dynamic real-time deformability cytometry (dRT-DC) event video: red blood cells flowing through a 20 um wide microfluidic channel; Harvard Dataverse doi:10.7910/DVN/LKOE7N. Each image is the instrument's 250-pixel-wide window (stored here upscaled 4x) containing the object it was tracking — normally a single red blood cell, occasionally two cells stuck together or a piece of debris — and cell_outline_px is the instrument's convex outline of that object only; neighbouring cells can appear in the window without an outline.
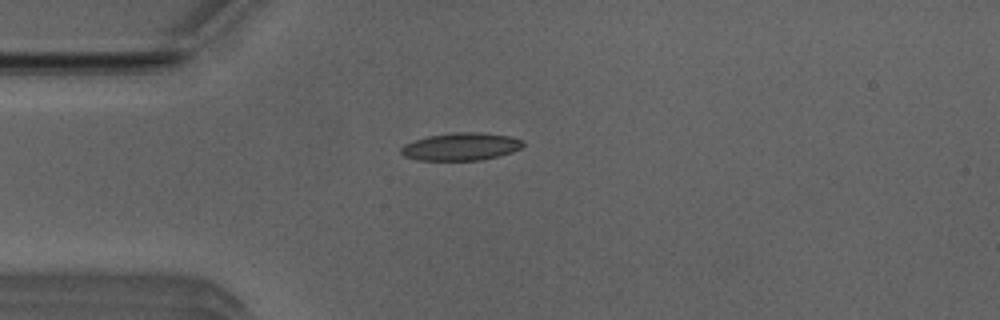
{"species": "Egyptian fruit bat (a non-hibernating species)", "species_latin": "Rousettus aegyptiacus", "temperature_condition": "room temperature", "stored_images_in_passage": 36, "camera_frame_rate_fps": 3000, "um_per_image_px": 0.085, "animal": {"sex": "male"}, "frame": {"image": 1, "passage_image": 3, "time_ms": 0.667, "image_size_px": [1000, 320], "cell_outline_px": [[524, 144], [520, 148], [512, 152], [480, 160], [416, 160], [404, 156], [400, 152], [400, 148], [404, 144], [412, 140], [428, 136], [452, 132], [484, 132], [508, 136], [524, 140]], "centroid_in_image_um": [39.15, 12.45], "position_along_channel_um": 45.9, "area_um2": 19.77}}
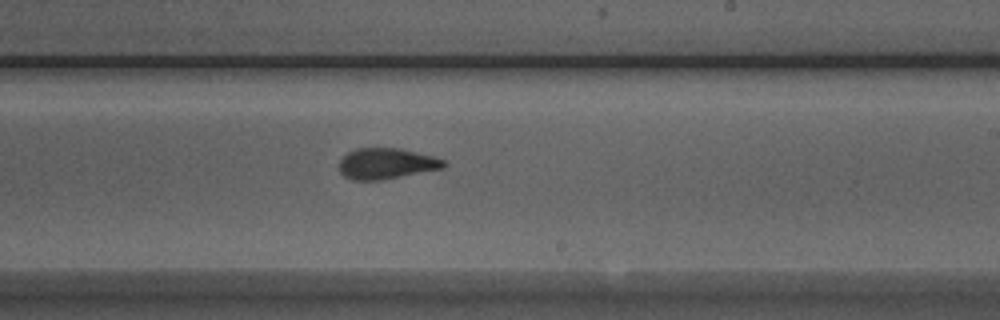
{"frame": {"image": 2, "passage_image": 20, "time_ms": 6.333, "image_size_px": [1000, 320], "cell_outline_px": [[448, 164], [444, 168], [380, 180], [352, 180], [344, 176], [340, 172], [340, 160], [348, 152], [356, 148], [400, 148], [432, 156], [444, 160]], "centroid_in_image_um": [32.84, 13.9], "position_along_channel_um": 256.2, "area_um2": 18.73}}
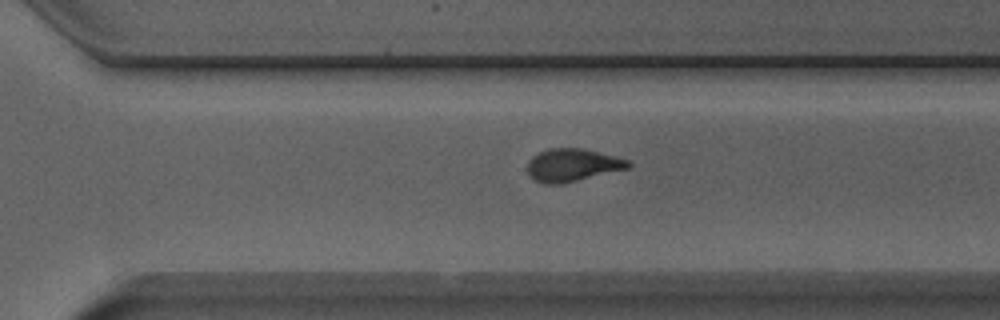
{"frame": {"image": 3, "passage_image": 25, "time_ms": 8.0, "image_size_px": [1000, 320], "cell_outline_px": [[632, 164], [628, 168], [560, 184], [544, 184], [536, 180], [528, 172], [528, 160], [532, 156], [548, 148], [584, 148], [628, 160]], "centroid_in_image_um": [48.64, 14.02], "position_along_channel_um": 322.0, "area_um2": 18.96}, "authors_computed_cell_mechanics": {"area_um2": 19.1029, "velocity_mm_per_s": 3.9597, "shape_relaxation_time_tau1_ms": 5.346, "shape_relaxation_time_tau2_ms": 1.9736, "deformation_change_tau1": 0.1941, "deformation_change_tau2": 0.089}}